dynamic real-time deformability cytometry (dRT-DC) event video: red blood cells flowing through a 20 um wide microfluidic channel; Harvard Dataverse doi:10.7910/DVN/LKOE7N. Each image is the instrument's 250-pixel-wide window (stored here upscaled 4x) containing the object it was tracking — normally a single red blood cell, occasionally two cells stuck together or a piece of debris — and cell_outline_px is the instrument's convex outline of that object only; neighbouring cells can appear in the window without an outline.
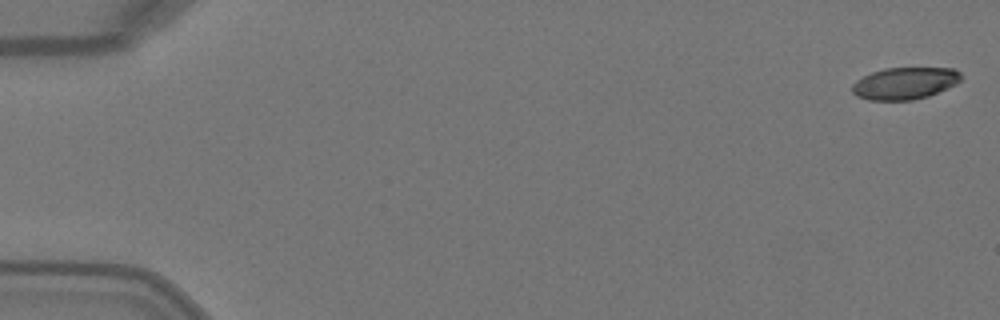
{"species": "Egyptian fruit bat (a non-hibernating species)", "species_latin": "Rousettus aegyptiacus", "temperature_condition": "warm", "stored_images_in_passage": 5, "camera_frame_rate_fps": 3000, "um_per_image_px": 0.085, "animal": {"sex": "female"}, "frame": {"image": 1, "passage_image": 1, "time_ms": 0.0, "image_size_px": [1000, 320], "cell_outline_px": [[960, 80], [956, 84], [948, 88], [928, 96], [912, 100], [868, 100], [856, 96], [852, 92], [852, 84], [856, 80], [872, 72], [884, 68], [952, 68], [960, 72]], "centroid_in_image_um": [76.89, 7.08], "position_along_channel_um": 8.1, "area_um2": 20.29}}
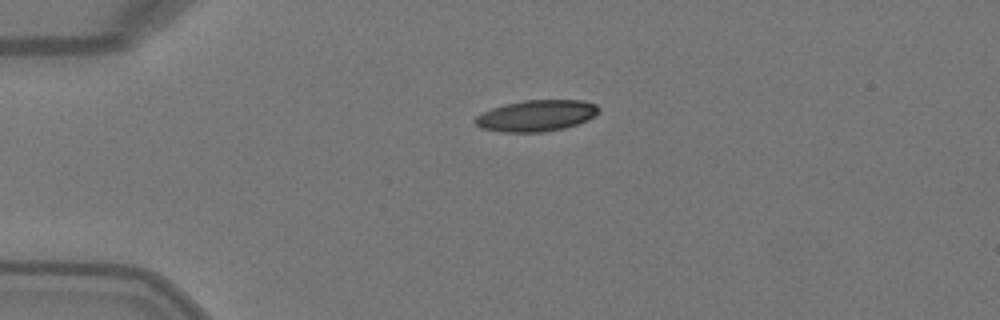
{"frame": {"image": 2, "passage_image": 4, "time_ms": 1.0, "image_size_px": [1000, 320], "cell_outline_px": [[600, 112], [588, 120], [564, 128], [544, 132], [504, 132], [480, 128], [472, 120], [476, 116], [492, 108], [504, 104], [524, 100], [584, 100], [596, 104], [600, 108]], "centroid_in_image_um": [45.6, 9.83], "position_along_channel_um": 39.4, "area_um2": 22.66}}